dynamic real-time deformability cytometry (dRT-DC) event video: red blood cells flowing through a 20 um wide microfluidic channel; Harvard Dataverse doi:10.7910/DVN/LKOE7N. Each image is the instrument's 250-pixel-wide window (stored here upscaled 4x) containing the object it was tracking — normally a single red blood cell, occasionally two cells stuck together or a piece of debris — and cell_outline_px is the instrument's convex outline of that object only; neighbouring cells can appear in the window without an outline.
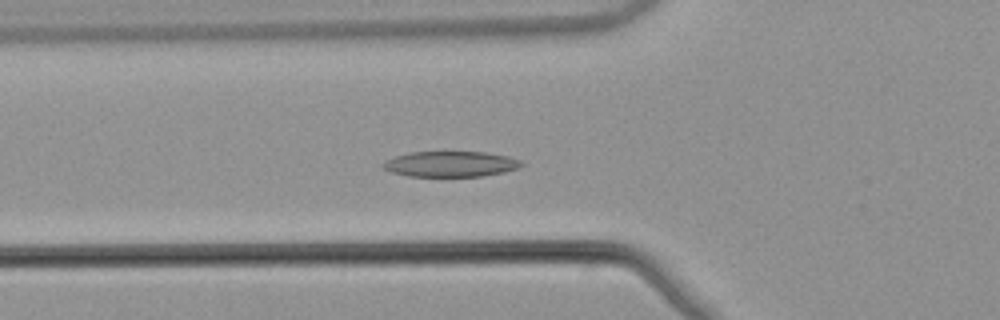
{"species": "common noctule bat (a hibernating species)", "species_latin": "Nyctalus noctula", "temperature_condition": "warm", "stored_images_in_passage": 40, "camera_frame_rate_fps": 3000, "um_per_image_px": 0.085, "animal": {"sex": "male", "body_mass_g": 21.5, "forearm_length_mm": 52.0}, "frame": {"image": 1, "passage_image": 6, "time_ms": 1.667, "image_size_px": [1000, 320], "cell_outline_px": [[524, 164], [520, 168], [504, 172], [480, 176], [408, 176], [392, 172], [380, 168], [380, 164], [396, 156], [408, 152], [484, 152], [508, 156], [520, 160]], "centroid_in_image_um": [38.29, 13.94], "position_along_channel_um": 87.5, "area_um2": 20.63}}
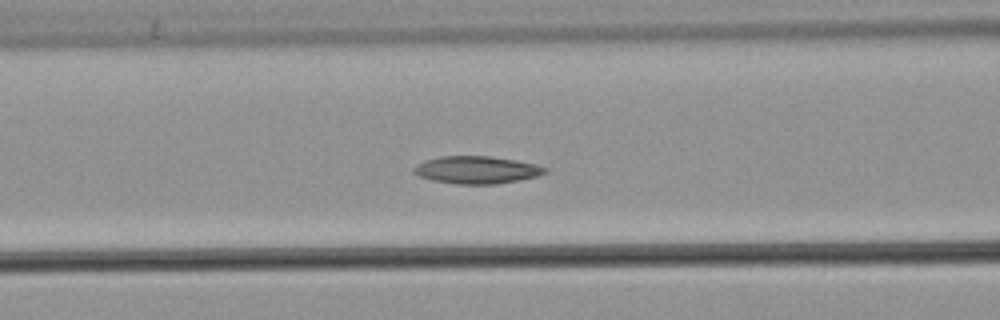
{"frame": {"image": 2, "passage_image": 9, "time_ms": 2.667, "image_size_px": [1000, 320], "cell_outline_px": [[548, 172], [536, 176], [520, 180], [496, 184], [456, 184], [432, 180], [420, 176], [412, 172], [412, 168], [416, 164], [424, 160], [440, 156], [488, 156], [516, 160], [536, 164], [548, 168]], "centroid_in_image_um": [40.5, 14.44], "position_along_channel_um": 126.1, "area_um2": 21.15}}
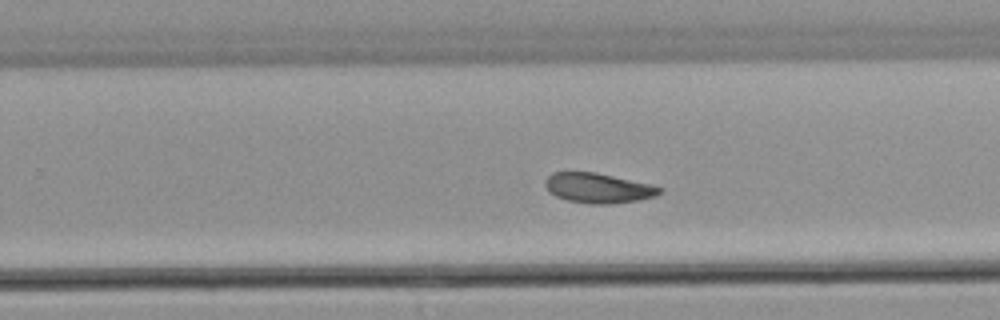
{"frame": {"image": 3, "passage_image": 21, "time_ms": 6.667, "image_size_px": [1000, 320], "cell_outline_px": [[664, 188], [656, 196], [640, 200], [608, 204], [588, 204], [568, 200], [556, 196], [548, 192], [544, 184], [544, 180], [552, 172], [596, 172], [648, 184]], "centroid_in_image_um": [50.8, 15.99], "position_along_channel_um": 279.0, "area_um2": 19.94}, "authors_computed_cell_mechanics": {"area_um2": 20.3456, "velocity_mm_per_s": 3.8319, "shape_relaxation_time_tau1_ms": 10.2263, "shape_relaxation_time_tau2_ms": 8.4784, "deformation_change_tau1": 0.2081, "deformation_change_tau2": 0.1285}}